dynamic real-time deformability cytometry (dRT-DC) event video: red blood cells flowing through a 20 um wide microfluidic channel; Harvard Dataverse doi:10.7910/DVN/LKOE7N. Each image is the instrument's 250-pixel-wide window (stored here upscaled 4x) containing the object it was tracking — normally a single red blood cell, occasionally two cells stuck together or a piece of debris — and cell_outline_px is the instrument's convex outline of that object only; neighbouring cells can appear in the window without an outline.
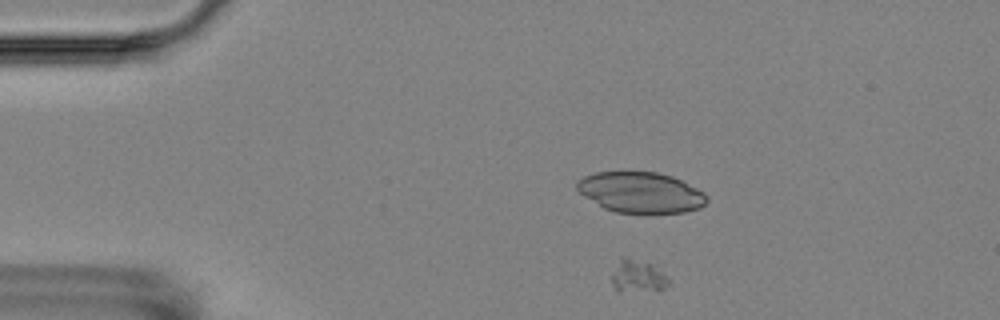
{"species": "Egyptian fruit bat (a non-hibernating species)", "species_latin": "Rousettus aegyptiacus", "temperature_condition": "room temperature", "stored_images_in_passage": 8, "segment_of_instrument_passage": [2, 2], "camera_frame_rate_fps": 3000, "um_per_image_px": 0.085, "animal": {"sex": "female"}, "frame": {"image": 1, "passage_image": 3, "time_ms": 2.333, "image_size_px": [1000, 320], "cell_outline_px": [[672, 284], [660, 292], [616, 288], [612, 284], [612, 276], [620, 256], [624, 256], [648, 264], [660, 272]], "centroid_in_image_um": [54.24, 23.49], "position_along_channel_um": 30.8, "area_um2": 10.23}}